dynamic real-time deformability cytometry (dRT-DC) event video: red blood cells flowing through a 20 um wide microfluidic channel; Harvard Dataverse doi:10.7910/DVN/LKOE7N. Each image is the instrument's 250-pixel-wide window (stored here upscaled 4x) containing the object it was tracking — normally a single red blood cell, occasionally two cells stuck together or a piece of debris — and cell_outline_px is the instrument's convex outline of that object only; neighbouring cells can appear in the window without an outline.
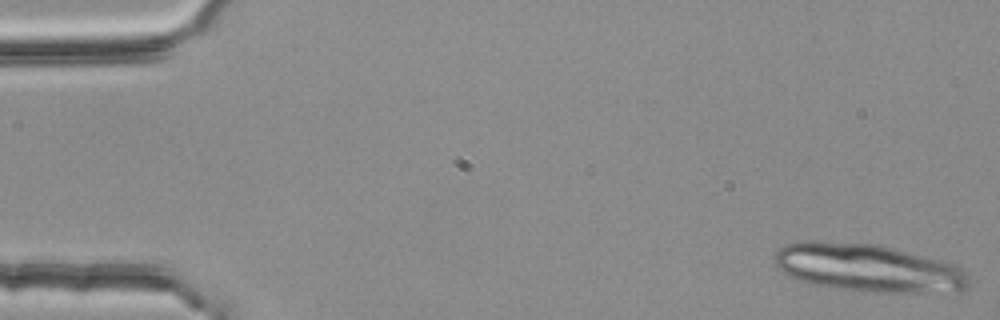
{"species": "common noctule bat (a hibernating species)", "species_latin": "Nyctalus noctula", "temperature_condition": "room temperature", "stored_images_in_passage": 9, "camera_frame_rate_fps": 3000, "um_per_image_px": 0.085, "animal": {"sex": "female", "body_mass_g": 25.1}, "frame": {"image": 1, "passage_image": 1, "time_ms": 0.0, "image_size_px": [1000, 320], "cell_outline_px": [[968, 284], [960, 292], [860, 292], [828, 288], [812, 284], [788, 276], [772, 264], [772, 256], [780, 248], [788, 244], [804, 240], [824, 240], [876, 244], [956, 264], [968, 276]], "centroid_in_image_um": [73.7, 22.78], "position_along_channel_um": 11.3, "area_um2": 54.91}}